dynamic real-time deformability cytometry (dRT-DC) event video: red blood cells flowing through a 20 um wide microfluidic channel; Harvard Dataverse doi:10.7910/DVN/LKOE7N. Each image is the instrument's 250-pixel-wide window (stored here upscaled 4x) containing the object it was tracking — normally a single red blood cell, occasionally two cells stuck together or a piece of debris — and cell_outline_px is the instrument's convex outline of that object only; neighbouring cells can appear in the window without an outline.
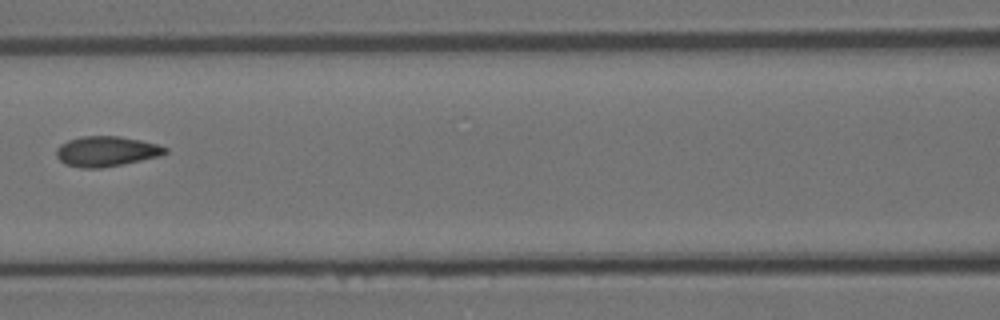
{"species": "Egyptian fruit bat (a non-hibernating species)", "species_latin": "Rousettus aegyptiacus", "temperature_condition": "room temperature", "stored_images_in_passage": 8, "camera_frame_rate_fps": 3000, "um_per_image_px": 0.085, "animal": {"sex": "female"}, "frame": {"image": 1, "passage_image": 6, "time_ms": 1.667, "image_size_px": [1000, 320], "cell_outline_px": [[168, 152], [160, 156], [100, 168], [80, 168], [64, 164], [56, 156], [56, 148], [60, 144], [68, 140], [80, 136], [120, 136], [140, 140], [156, 144], [168, 148]], "centroid_in_image_um": [9.0, 12.86], "position_along_channel_um": 157.6, "area_um2": 19.13}}
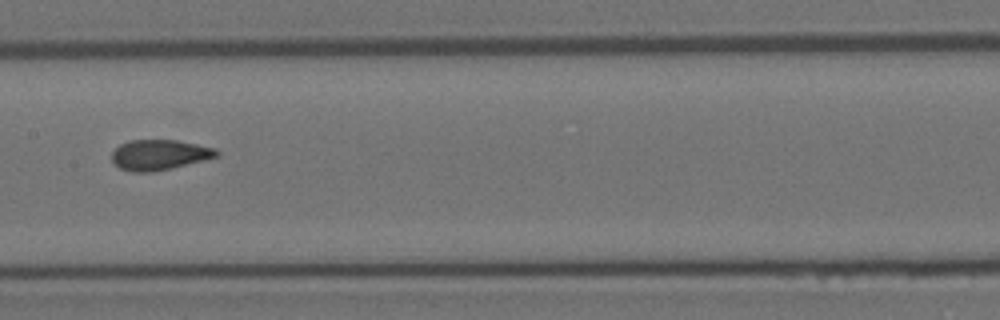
{"frame": {"image": 2, "passage_image": 7, "time_ms": 2.0, "image_size_px": [1000, 320], "cell_outline_px": [[220, 156], [172, 168], [152, 172], [132, 172], [120, 168], [112, 160], [112, 152], [120, 144], [132, 140], [176, 140], [216, 148], [220, 152]], "centroid_in_image_um": [13.57, 13.16], "position_along_channel_um": 193.8, "area_um2": 18.5}}
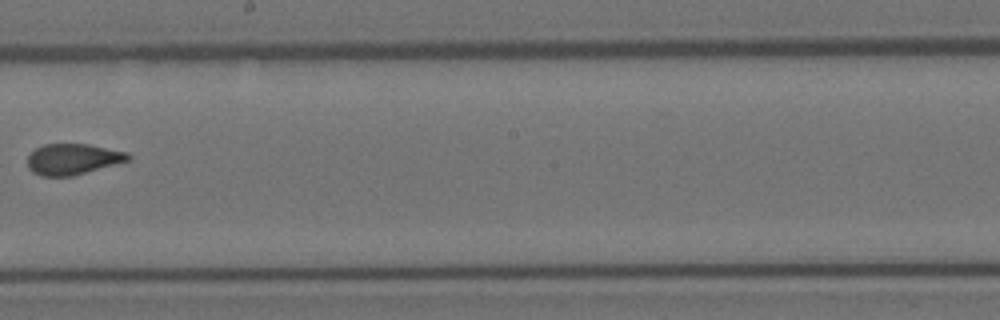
{"frame": {"image": 3, "passage_image": 8, "time_ms": 2.333, "image_size_px": [1000, 320], "cell_outline_px": [[132, 160], [72, 176], [40, 176], [32, 172], [28, 168], [28, 156], [36, 148], [44, 144], [88, 144], [128, 152], [132, 156]], "centroid_in_image_um": [6.22, 13.53], "position_along_channel_um": 242.0, "area_um2": 18.26}}